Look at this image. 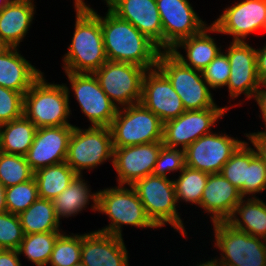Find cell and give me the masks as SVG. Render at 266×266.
Wrapping results in <instances>:
<instances>
[{
    "label": "cell",
    "instance_id": "13",
    "mask_svg": "<svg viewBox=\"0 0 266 266\" xmlns=\"http://www.w3.org/2000/svg\"><path fill=\"white\" fill-rule=\"evenodd\" d=\"M223 9L211 23L215 27L214 35L246 42L251 34L265 32L266 0H234Z\"/></svg>",
    "mask_w": 266,
    "mask_h": 266
},
{
    "label": "cell",
    "instance_id": "42",
    "mask_svg": "<svg viewBox=\"0 0 266 266\" xmlns=\"http://www.w3.org/2000/svg\"><path fill=\"white\" fill-rule=\"evenodd\" d=\"M243 135L246 137L252 148L254 149L256 155L266 166V134L259 132H245Z\"/></svg>",
    "mask_w": 266,
    "mask_h": 266
},
{
    "label": "cell",
    "instance_id": "19",
    "mask_svg": "<svg viewBox=\"0 0 266 266\" xmlns=\"http://www.w3.org/2000/svg\"><path fill=\"white\" fill-rule=\"evenodd\" d=\"M74 126L37 128L34 141L25 156L34 172L50 165L65 162Z\"/></svg>",
    "mask_w": 266,
    "mask_h": 266
},
{
    "label": "cell",
    "instance_id": "29",
    "mask_svg": "<svg viewBox=\"0 0 266 266\" xmlns=\"http://www.w3.org/2000/svg\"><path fill=\"white\" fill-rule=\"evenodd\" d=\"M24 235L44 232H64L54 211L52 200L38 198L19 215Z\"/></svg>",
    "mask_w": 266,
    "mask_h": 266
},
{
    "label": "cell",
    "instance_id": "32",
    "mask_svg": "<svg viewBox=\"0 0 266 266\" xmlns=\"http://www.w3.org/2000/svg\"><path fill=\"white\" fill-rule=\"evenodd\" d=\"M63 232H44L24 235L18 248L20 257L24 256L35 266H47L55 242Z\"/></svg>",
    "mask_w": 266,
    "mask_h": 266
},
{
    "label": "cell",
    "instance_id": "28",
    "mask_svg": "<svg viewBox=\"0 0 266 266\" xmlns=\"http://www.w3.org/2000/svg\"><path fill=\"white\" fill-rule=\"evenodd\" d=\"M37 131L35 124L24 115L0 125V151L26 156Z\"/></svg>",
    "mask_w": 266,
    "mask_h": 266
},
{
    "label": "cell",
    "instance_id": "24",
    "mask_svg": "<svg viewBox=\"0 0 266 266\" xmlns=\"http://www.w3.org/2000/svg\"><path fill=\"white\" fill-rule=\"evenodd\" d=\"M35 0H14L0 10V40L7 47H19L24 42L36 15ZM27 35V36H26Z\"/></svg>",
    "mask_w": 266,
    "mask_h": 266
},
{
    "label": "cell",
    "instance_id": "8",
    "mask_svg": "<svg viewBox=\"0 0 266 266\" xmlns=\"http://www.w3.org/2000/svg\"><path fill=\"white\" fill-rule=\"evenodd\" d=\"M65 162L78 174L90 173L111 162L113 165V144L109 127L74 126L69 140ZM86 170V172L84 171ZM84 171V173H83Z\"/></svg>",
    "mask_w": 266,
    "mask_h": 266
},
{
    "label": "cell",
    "instance_id": "41",
    "mask_svg": "<svg viewBox=\"0 0 266 266\" xmlns=\"http://www.w3.org/2000/svg\"><path fill=\"white\" fill-rule=\"evenodd\" d=\"M266 190V166L256 155L248 165L245 197H258ZM262 192V193H261Z\"/></svg>",
    "mask_w": 266,
    "mask_h": 266
},
{
    "label": "cell",
    "instance_id": "26",
    "mask_svg": "<svg viewBox=\"0 0 266 266\" xmlns=\"http://www.w3.org/2000/svg\"><path fill=\"white\" fill-rule=\"evenodd\" d=\"M84 177L85 175H77L69 186L53 199L55 214L61 222L64 218L70 217L71 220L86 209H90L94 214L97 212L98 190L91 192L88 179Z\"/></svg>",
    "mask_w": 266,
    "mask_h": 266
},
{
    "label": "cell",
    "instance_id": "34",
    "mask_svg": "<svg viewBox=\"0 0 266 266\" xmlns=\"http://www.w3.org/2000/svg\"><path fill=\"white\" fill-rule=\"evenodd\" d=\"M34 178L26 157L0 151V182L5 188Z\"/></svg>",
    "mask_w": 266,
    "mask_h": 266
},
{
    "label": "cell",
    "instance_id": "37",
    "mask_svg": "<svg viewBox=\"0 0 266 266\" xmlns=\"http://www.w3.org/2000/svg\"><path fill=\"white\" fill-rule=\"evenodd\" d=\"M184 167L185 151L180 148H173L163 145L158 154L153 175L173 179L175 176H177L176 173L179 174ZM174 173L175 175H173Z\"/></svg>",
    "mask_w": 266,
    "mask_h": 266
},
{
    "label": "cell",
    "instance_id": "4",
    "mask_svg": "<svg viewBox=\"0 0 266 266\" xmlns=\"http://www.w3.org/2000/svg\"><path fill=\"white\" fill-rule=\"evenodd\" d=\"M131 186L141 200L146 215L159 230L171 226L187 241L188 228L178 209L173 179L151 174Z\"/></svg>",
    "mask_w": 266,
    "mask_h": 266
},
{
    "label": "cell",
    "instance_id": "15",
    "mask_svg": "<svg viewBox=\"0 0 266 266\" xmlns=\"http://www.w3.org/2000/svg\"><path fill=\"white\" fill-rule=\"evenodd\" d=\"M226 132L213 131L201 136L185 151V165L208 174L220 173L223 165L245 141Z\"/></svg>",
    "mask_w": 266,
    "mask_h": 266
},
{
    "label": "cell",
    "instance_id": "44",
    "mask_svg": "<svg viewBox=\"0 0 266 266\" xmlns=\"http://www.w3.org/2000/svg\"><path fill=\"white\" fill-rule=\"evenodd\" d=\"M256 66L258 79L262 84L266 83V42L256 48Z\"/></svg>",
    "mask_w": 266,
    "mask_h": 266
},
{
    "label": "cell",
    "instance_id": "25",
    "mask_svg": "<svg viewBox=\"0 0 266 266\" xmlns=\"http://www.w3.org/2000/svg\"><path fill=\"white\" fill-rule=\"evenodd\" d=\"M20 52L19 47H6L0 52V86L24 95L44 72Z\"/></svg>",
    "mask_w": 266,
    "mask_h": 266
},
{
    "label": "cell",
    "instance_id": "43",
    "mask_svg": "<svg viewBox=\"0 0 266 266\" xmlns=\"http://www.w3.org/2000/svg\"><path fill=\"white\" fill-rule=\"evenodd\" d=\"M252 100H255V105L258 106V112H260L258 113V119H262V123L264 124V128L257 132L266 134V84H261L259 89L255 92Z\"/></svg>",
    "mask_w": 266,
    "mask_h": 266
},
{
    "label": "cell",
    "instance_id": "47",
    "mask_svg": "<svg viewBox=\"0 0 266 266\" xmlns=\"http://www.w3.org/2000/svg\"><path fill=\"white\" fill-rule=\"evenodd\" d=\"M7 212L5 200V187L0 182V214Z\"/></svg>",
    "mask_w": 266,
    "mask_h": 266
},
{
    "label": "cell",
    "instance_id": "40",
    "mask_svg": "<svg viewBox=\"0 0 266 266\" xmlns=\"http://www.w3.org/2000/svg\"><path fill=\"white\" fill-rule=\"evenodd\" d=\"M24 95L0 86V125L23 116Z\"/></svg>",
    "mask_w": 266,
    "mask_h": 266
},
{
    "label": "cell",
    "instance_id": "9",
    "mask_svg": "<svg viewBox=\"0 0 266 266\" xmlns=\"http://www.w3.org/2000/svg\"><path fill=\"white\" fill-rule=\"evenodd\" d=\"M109 128L113 148L163 141L164 123L141 102L118 108Z\"/></svg>",
    "mask_w": 266,
    "mask_h": 266
},
{
    "label": "cell",
    "instance_id": "23",
    "mask_svg": "<svg viewBox=\"0 0 266 266\" xmlns=\"http://www.w3.org/2000/svg\"><path fill=\"white\" fill-rule=\"evenodd\" d=\"M213 33L215 27L210 21L200 33L180 40L170 52L184 65L202 71L224 47L216 41L214 35H211Z\"/></svg>",
    "mask_w": 266,
    "mask_h": 266
},
{
    "label": "cell",
    "instance_id": "21",
    "mask_svg": "<svg viewBox=\"0 0 266 266\" xmlns=\"http://www.w3.org/2000/svg\"><path fill=\"white\" fill-rule=\"evenodd\" d=\"M104 5L163 51V28L156 0H107Z\"/></svg>",
    "mask_w": 266,
    "mask_h": 266
},
{
    "label": "cell",
    "instance_id": "1",
    "mask_svg": "<svg viewBox=\"0 0 266 266\" xmlns=\"http://www.w3.org/2000/svg\"><path fill=\"white\" fill-rule=\"evenodd\" d=\"M107 59L154 69L162 51L130 22L119 18L109 8L104 16L99 13Z\"/></svg>",
    "mask_w": 266,
    "mask_h": 266
},
{
    "label": "cell",
    "instance_id": "11",
    "mask_svg": "<svg viewBox=\"0 0 266 266\" xmlns=\"http://www.w3.org/2000/svg\"><path fill=\"white\" fill-rule=\"evenodd\" d=\"M229 45H223V51L227 54L230 64V77L227 83L228 90V102L241 98V94L244 96L243 100H239V103L234 105H226L231 110L233 107L240 106L245 103L244 98L252 101L255 92L261 86V82L257 75L256 66V48L249 44V41H229ZM244 102V103H243Z\"/></svg>",
    "mask_w": 266,
    "mask_h": 266
},
{
    "label": "cell",
    "instance_id": "33",
    "mask_svg": "<svg viewBox=\"0 0 266 266\" xmlns=\"http://www.w3.org/2000/svg\"><path fill=\"white\" fill-rule=\"evenodd\" d=\"M256 156L252 146L245 140L230 159L223 165L220 174L225 177L234 187L240 190L245 197V182H247L248 165Z\"/></svg>",
    "mask_w": 266,
    "mask_h": 266
},
{
    "label": "cell",
    "instance_id": "48",
    "mask_svg": "<svg viewBox=\"0 0 266 266\" xmlns=\"http://www.w3.org/2000/svg\"><path fill=\"white\" fill-rule=\"evenodd\" d=\"M196 262H197V264H195V266H219L218 263L215 261V259L214 258H210V257H208V259H206V260H205V257H204V259H202V261H200L199 263H198V261H196ZM188 265L192 266L190 264H188Z\"/></svg>",
    "mask_w": 266,
    "mask_h": 266
},
{
    "label": "cell",
    "instance_id": "36",
    "mask_svg": "<svg viewBox=\"0 0 266 266\" xmlns=\"http://www.w3.org/2000/svg\"><path fill=\"white\" fill-rule=\"evenodd\" d=\"M38 187L35 178L5 188L7 212L19 215L28 209L37 199Z\"/></svg>",
    "mask_w": 266,
    "mask_h": 266
},
{
    "label": "cell",
    "instance_id": "38",
    "mask_svg": "<svg viewBox=\"0 0 266 266\" xmlns=\"http://www.w3.org/2000/svg\"><path fill=\"white\" fill-rule=\"evenodd\" d=\"M23 237L18 215L10 212L0 214V246L3 249L18 250Z\"/></svg>",
    "mask_w": 266,
    "mask_h": 266
},
{
    "label": "cell",
    "instance_id": "45",
    "mask_svg": "<svg viewBox=\"0 0 266 266\" xmlns=\"http://www.w3.org/2000/svg\"><path fill=\"white\" fill-rule=\"evenodd\" d=\"M18 250L3 249L0 252V266H23Z\"/></svg>",
    "mask_w": 266,
    "mask_h": 266
},
{
    "label": "cell",
    "instance_id": "7",
    "mask_svg": "<svg viewBox=\"0 0 266 266\" xmlns=\"http://www.w3.org/2000/svg\"><path fill=\"white\" fill-rule=\"evenodd\" d=\"M156 67L168 78L186 111L220 107L202 71L184 65L170 51L160 52Z\"/></svg>",
    "mask_w": 266,
    "mask_h": 266
},
{
    "label": "cell",
    "instance_id": "10",
    "mask_svg": "<svg viewBox=\"0 0 266 266\" xmlns=\"http://www.w3.org/2000/svg\"><path fill=\"white\" fill-rule=\"evenodd\" d=\"M63 73L69 82L63 83L69 96V105H71L72 96L70 93H73L79 105V111L90 124L88 127H109L118 108L105 94L94 73Z\"/></svg>",
    "mask_w": 266,
    "mask_h": 266
},
{
    "label": "cell",
    "instance_id": "22",
    "mask_svg": "<svg viewBox=\"0 0 266 266\" xmlns=\"http://www.w3.org/2000/svg\"><path fill=\"white\" fill-rule=\"evenodd\" d=\"M243 198L240 190L220 173L209 174L198 208L207 214L209 222H226Z\"/></svg>",
    "mask_w": 266,
    "mask_h": 266
},
{
    "label": "cell",
    "instance_id": "16",
    "mask_svg": "<svg viewBox=\"0 0 266 266\" xmlns=\"http://www.w3.org/2000/svg\"><path fill=\"white\" fill-rule=\"evenodd\" d=\"M163 28V51L180 40L200 33L207 21L199 16L189 0H156Z\"/></svg>",
    "mask_w": 266,
    "mask_h": 266
},
{
    "label": "cell",
    "instance_id": "6",
    "mask_svg": "<svg viewBox=\"0 0 266 266\" xmlns=\"http://www.w3.org/2000/svg\"><path fill=\"white\" fill-rule=\"evenodd\" d=\"M211 228L214 237L210 241L219 251V256H214L219 266H266L265 239L237 230L227 222L211 223Z\"/></svg>",
    "mask_w": 266,
    "mask_h": 266
},
{
    "label": "cell",
    "instance_id": "12",
    "mask_svg": "<svg viewBox=\"0 0 266 266\" xmlns=\"http://www.w3.org/2000/svg\"><path fill=\"white\" fill-rule=\"evenodd\" d=\"M147 70L138 65L106 61L94 72L101 88L117 108L139 103L142 81Z\"/></svg>",
    "mask_w": 266,
    "mask_h": 266
},
{
    "label": "cell",
    "instance_id": "5",
    "mask_svg": "<svg viewBox=\"0 0 266 266\" xmlns=\"http://www.w3.org/2000/svg\"><path fill=\"white\" fill-rule=\"evenodd\" d=\"M23 115L37 128L73 125L64 84L48 82L43 73L24 94Z\"/></svg>",
    "mask_w": 266,
    "mask_h": 266
},
{
    "label": "cell",
    "instance_id": "14",
    "mask_svg": "<svg viewBox=\"0 0 266 266\" xmlns=\"http://www.w3.org/2000/svg\"><path fill=\"white\" fill-rule=\"evenodd\" d=\"M227 112L229 109L226 106L183 112L164 123L163 145L185 150L201 136L212 133Z\"/></svg>",
    "mask_w": 266,
    "mask_h": 266
},
{
    "label": "cell",
    "instance_id": "18",
    "mask_svg": "<svg viewBox=\"0 0 266 266\" xmlns=\"http://www.w3.org/2000/svg\"><path fill=\"white\" fill-rule=\"evenodd\" d=\"M140 102L163 123L186 111L172 84L157 67L147 70L144 74Z\"/></svg>",
    "mask_w": 266,
    "mask_h": 266
},
{
    "label": "cell",
    "instance_id": "27",
    "mask_svg": "<svg viewBox=\"0 0 266 266\" xmlns=\"http://www.w3.org/2000/svg\"><path fill=\"white\" fill-rule=\"evenodd\" d=\"M244 197L226 221L233 228L266 240V201Z\"/></svg>",
    "mask_w": 266,
    "mask_h": 266
},
{
    "label": "cell",
    "instance_id": "46",
    "mask_svg": "<svg viewBox=\"0 0 266 266\" xmlns=\"http://www.w3.org/2000/svg\"><path fill=\"white\" fill-rule=\"evenodd\" d=\"M72 3H74L73 4L74 11H85V10H91L93 8L85 0H73Z\"/></svg>",
    "mask_w": 266,
    "mask_h": 266
},
{
    "label": "cell",
    "instance_id": "31",
    "mask_svg": "<svg viewBox=\"0 0 266 266\" xmlns=\"http://www.w3.org/2000/svg\"><path fill=\"white\" fill-rule=\"evenodd\" d=\"M208 175V173L185 165L183 170L173 178L179 208L181 204L195 205V209L199 207Z\"/></svg>",
    "mask_w": 266,
    "mask_h": 266
},
{
    "label": "cell",
    "instance_id": "3",
    "mask_svg": "<svg viewBox=\"0 0 266 266\" xmlns=\"http://www.w3.org/2000/svg\"><path fill=\"white\" fill-rule=\"evenodd\" d=\"M97 212L103 214L108 225L97 229V231L124 236L123 226H131L139 229H153L157 227L146 215L144 206L136 191L129 185H115L98 189ZM123 229V230H122Z\"/></svg>",
    "mask_w": 266,
    "mask_h": 266
},
{
    "label": "cell",
    "instance_id": "51",
    "mask_svg": "<svg viewBox=\"0 0 266 266\" xmlns=\"http://www.w3.org/2000/svg\"><path fill=\"white\" fill-rule=\"evenodd\" d=\"M73 266H86V265L80 261V262L76 263V264L73 265Z\"/></svg>",
    "mask_w": 266,
    "mask_h": 266
},
{
    "label": "cell",
    "instance_id": "30",
    "mask_svg": "<svg viewBox=\"0 0 266 266\" xmlns=\"http://www.w3.org/2000/svg\"><path fill=\"white\" fill-rule=\"evenodd\" d=\"M78 174L66 163H58L34 172L41 199H55Z\"/></svg>",
    "mask_w": 266,
    "mask_h": 266
},
{
    "label": "cell",
    "instance_id": "2",
    "mask_svg": "<svg viewBox=\"0 0 266 266\" xmlns=\"http://www.w3.org/2000/svg\"><path fill=\"white\" fill-rule=\"evenodd\" d=\"M73 36L62 56L64 72L94 73L108 61L97 9L74 11Z\"/></svg>",
    "mask_w": 266,
    "mask_h": 266
},
{
    "label": "cell",
    "instance_id": "17",
    "mask_svg": "<svg viewBox=\"0 0 266 266\" xmlns=\"http://www.w3.org/2000/svg\"><path fill=\"white\" fill-rule=\"evenodd\" d=\"M163 141L113 148L117 185H129L153 174Z\"/></svg>",
    "mask_w": 266,
    "mask_h": 266
},
{
    "label": "cell",
    "instance_id": "39",
    "mask_svg": "<svg viewBox=\"0 0 266 266\" xmlns=\"http://www.w3.org/2000/svg\"><path fill=\"white\" fill-rule=\"evenodd\" d=\"M204 80L213 91L220 90L227 86L230 77V64L227 54L222 50L210 63L202 70Z\"/></svg>",
    "mask_w": 266,
    "mask_h": 266
},
{
    "label": "cell",
    "instance_id": "20",
    "mask_svg": "<svg viewBox=\"0 0 266 266\" xmlns=\"http://www.w3.org/2000/svg\"><path fill=\"white\" fill-rule=\"evenodd\" d=\"M124 238L97 230L81 233V262L86 266H130Z\"/></svg>",
    "mask_w": 266,
    "mask_h": 266
},
{
    "label": "cell",
    "instance_id": "49",
    "mask_svg": "<svg viewBox=\"0 0 266 266\" xmlns=\"http://www.w3.org/2000/svg\"><path fill=\"white\" fill-rule=\"evenodd\" d=\"M14 0H0V10L6 7L9 3L13 2Z\"/></svg>",
    "mask_w": 266,
    "mask_h": 266
},
{
    "label": "cell",
    "instance_id": "35",
    "mask_svg": "<svg viewBox=\"0 0 266 266\" xmlns=\"http://www.w3.org/2000/svg\"><path fill=\"white\" fill-rule=\"evenodd\" d=\"M80 261L81 233L68 234L65 230L57 238L47 266H73Z\"/></svg>",
    "mask_w": 266,
    "mask_h": 266
},
{
    "label": "cell",
    "instance_id": "50",
    "mask_svg": "<svg viewBox=\"0 0 266 266\" xmlns=\"http://www.w3.org/2000/svg\"><path fill=\"white\" fill-rule=\"evenodd\" d=\"M7 46L0 40V52L4 50Z\"/></svg>",
    "mask_w": 266,
    "mask_h": 266
}]
</instances>
